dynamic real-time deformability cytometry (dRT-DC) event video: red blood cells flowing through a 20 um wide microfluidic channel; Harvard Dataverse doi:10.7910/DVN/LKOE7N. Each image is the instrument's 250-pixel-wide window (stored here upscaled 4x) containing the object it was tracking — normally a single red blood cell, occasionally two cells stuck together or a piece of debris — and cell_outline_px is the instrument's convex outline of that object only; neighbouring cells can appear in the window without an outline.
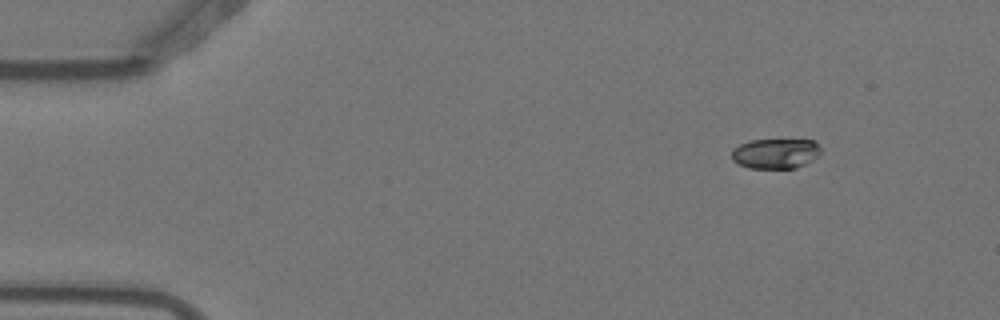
{"species": "Egyptian fruit bat (a non-hibernating species)", "species_latin": "Rousettus aegyptiacus", "temperature_condition": "warm", "stored_images_in_passage": 9, "camera_frame_rate_fps": 3000, "um_per_image_px": 0.085, "animal": {"sex": "female"}, "frame": {"image": 1, "passage_image": 2, "time_ms": 0.333, "image_size_px": [1000, 320], "cell_outline_px": [[820, 152], [812, 160], [796, 168], [748, 168], [736, 164], [732, 160], [732, 148], [740, 144], [752, 140], [816, 140], [820, 148]], "centroid_in_image_um": [65.88, 13.05], "position_along_channel_um": 19.1, "area_um2": 15.66}}
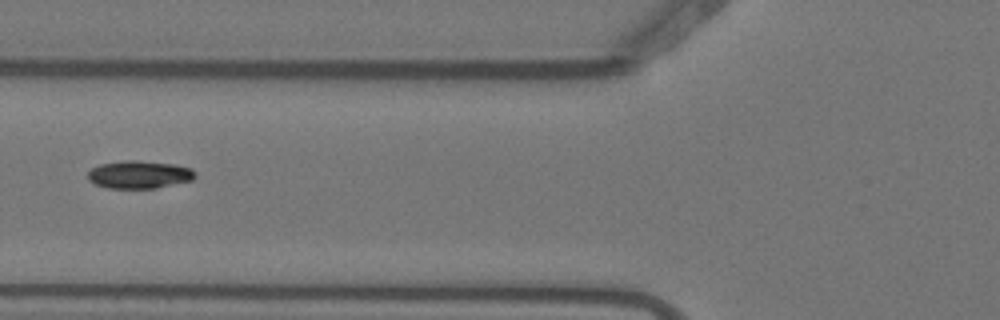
{"frame": {"image": 2, "passage_image": 6, "time_ms": 1.667, "image_size_px": [1000, 320], "cell_outline_px": [[196, 176], [192, 180], [156, 188], [108, 188], [96, 184], [88, 180], [88, 172], [92, 168], [100, 164], [124, 160], [136, 160], [176, 164], [192, 168], [196, 172]], "centroid_in_image_um": [11.86, 14.83], "position_along_channel_um": 113.9, "area_um2": 17.46}}
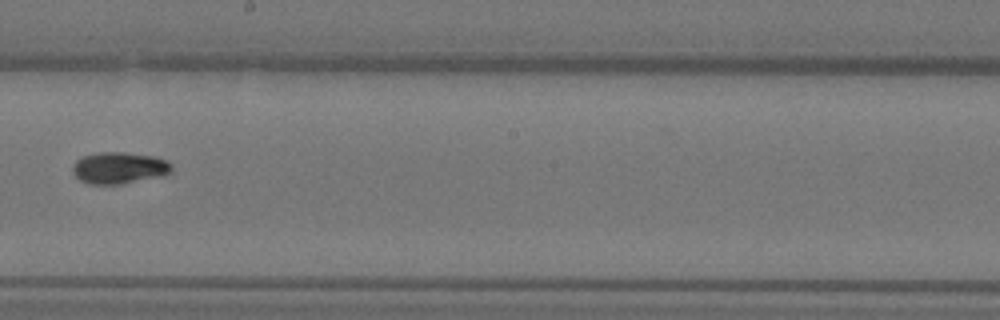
{"frame": {"image": 3, "passage_image": 9, "time_ms": 2.667, "image_size_px": [1000, 320], "cell_outline_px": [[172, 172], [164, 176], [124, 184], [88, 184], [80, 180], [72, 172], [72, 168], [76, 160], [84, 156], [100, 152], [124, 152], [152, 156], [168, 160], [172, 164]], "centroid_in_image_um": [10.17, 14.28], "position_along_channel_um": 238.0, "area_um2": 18.5}}